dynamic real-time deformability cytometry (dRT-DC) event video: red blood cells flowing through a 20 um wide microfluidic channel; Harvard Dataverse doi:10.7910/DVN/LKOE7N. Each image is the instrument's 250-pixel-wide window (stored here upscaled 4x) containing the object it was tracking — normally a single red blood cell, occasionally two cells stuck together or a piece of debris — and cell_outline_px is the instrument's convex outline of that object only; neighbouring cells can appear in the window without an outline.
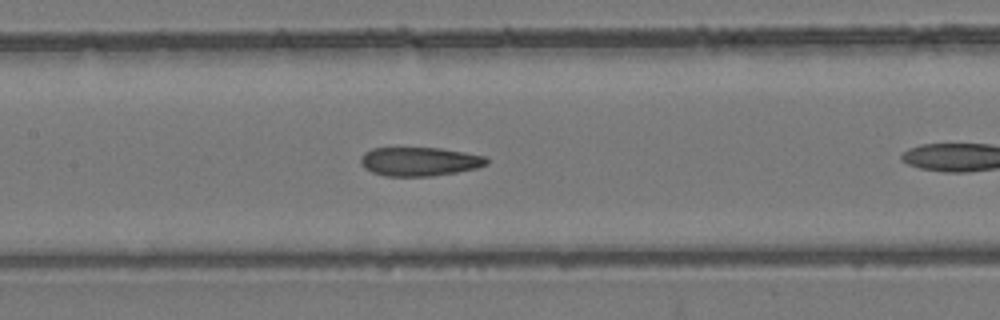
{"species": "common noctule bat (a hibernating species)", "species_latin": "Nyctalus noctula", "temperature_condition": "room temperature", "stored_images_in_passage": 15, "camera_frame_rate_fps": 3000, "um_per_image_px": 0.085, "animal": {"sex": "female", "body_mass_g": 24.6, "forearm_length_mm": 56.2}, "frame": {"image": 1, "passage_image": 11, "time_ms": 3.333, "image_size_px": [1000, 320], "cell_outline_px": [[488, 164], [476, 168], [456, 172], [432, 176], [384, 176], [372, 172], [364, 168], [360, 164], [360, 156], [364, 152], [372, 148], [440, 148], [488, 156]], "centroid_in_image_um": [35.64, 13.73], "position_along_channel_um": 171.8, "area_um2": 21.33}}